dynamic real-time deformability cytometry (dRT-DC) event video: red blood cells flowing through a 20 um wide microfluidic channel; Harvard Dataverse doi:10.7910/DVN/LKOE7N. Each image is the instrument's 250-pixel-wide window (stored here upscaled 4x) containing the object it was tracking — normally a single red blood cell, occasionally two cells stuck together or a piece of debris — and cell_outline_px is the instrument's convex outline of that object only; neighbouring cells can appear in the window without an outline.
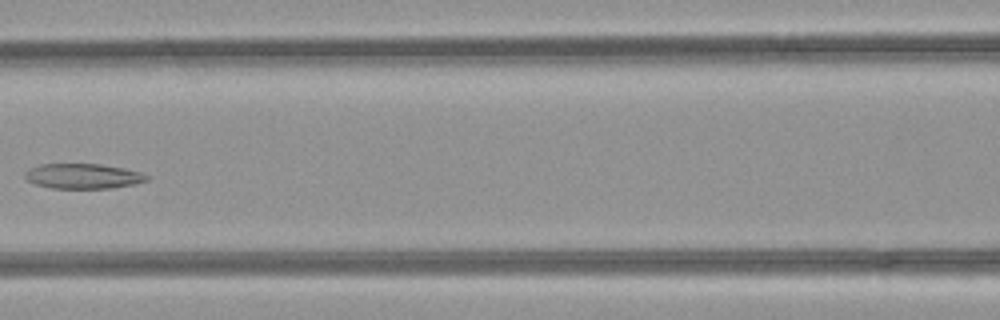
{"species": "common noctule bat (a hibernating species)", "species_latin": "Nyctalus noctula", "temperature_condition": "room temperature", "stored_images_in_passage": 5, "camera_frame_rate_fps": 3000, "um_per_image_px": 0.085, "animal": {"sex": "female", "body_mass_g": 21.9}, "frame": {"image": 1, "passage_image": 5, "time_ms": 1.333, "image_size_px": [1000, 320], "cell_outline_px": [[148, 180], [136, 184], [112, 188], [52, 188], [36, 184], [28, 180], [24, 176], [24, 172], [40, 164], [100, 164], [124, 168], [140, 172], [148, 176]], "centroid_in_image_um": [7.08, 14.97], "position_along_channel_um": 159.5, "area_um2": 17.69}}